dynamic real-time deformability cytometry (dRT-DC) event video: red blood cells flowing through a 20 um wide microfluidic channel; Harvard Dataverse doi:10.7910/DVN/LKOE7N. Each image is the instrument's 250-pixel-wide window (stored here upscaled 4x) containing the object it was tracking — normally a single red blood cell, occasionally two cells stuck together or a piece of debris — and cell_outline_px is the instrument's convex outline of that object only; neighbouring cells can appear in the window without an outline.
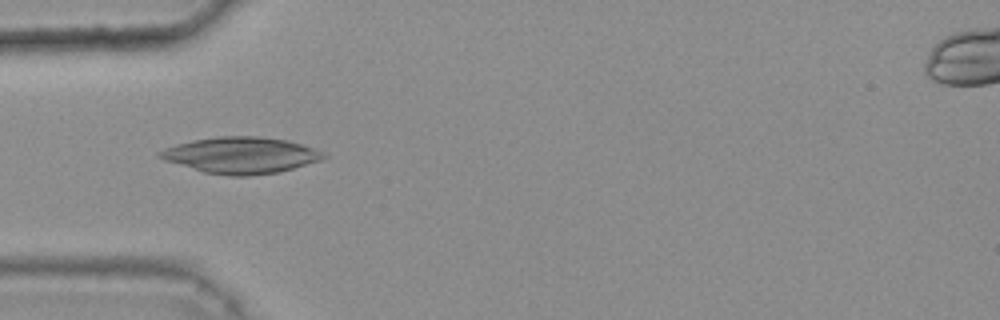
{"species": "common noctule bat (a hibernating species)", "species_latin": "Nyctalus noctula", "temperature_condition": "warm", "stored_images_in_passage": 6, "camera_frame_rate_fps": 3000, "um_per_image_px": 0.085, "animal": {"sex": "female", "body_mass_g": 25.1}, "frame": {"image": 1, "passage_image": 3, "time_ms": 0.667, "image_size_px": [1000, 320], "cell_outline_px": [[328, 156], [320, 160], [292, 168], [276, 172], [248, 176], [228, 176], [204, 172], [164, 160], [156, 156], [156, 152], [164, 148], [176, 144], [192, 140], [216, 136], [256, 136], [288, 140], [324, 152]], "centroid_in_image_um": [20.42, 13.19], "position_along_channel_um": 64.6, "area_um2": 34.56}}
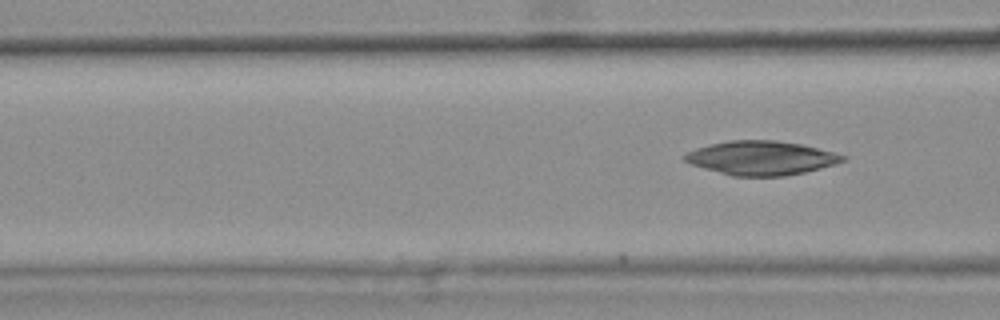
{"frame": {"image": 2, "passage_image": 6, "time_ms": 1.667, "image_size_px": [1000, 320], "cell_outline_px": [[848, 156], [844, 160], [836, 164], [804, 172], [784, 176], [732, 176], [704, 168], [692, 164], [684, 160], [680, 156], [696, 148], [708, 144], [728, 140], [776, 140], [800, 144]], "centroid_in_image_um": [64.67, 13.42], "position_along_channel_um": 101.9, "area_um2": 31.21}}